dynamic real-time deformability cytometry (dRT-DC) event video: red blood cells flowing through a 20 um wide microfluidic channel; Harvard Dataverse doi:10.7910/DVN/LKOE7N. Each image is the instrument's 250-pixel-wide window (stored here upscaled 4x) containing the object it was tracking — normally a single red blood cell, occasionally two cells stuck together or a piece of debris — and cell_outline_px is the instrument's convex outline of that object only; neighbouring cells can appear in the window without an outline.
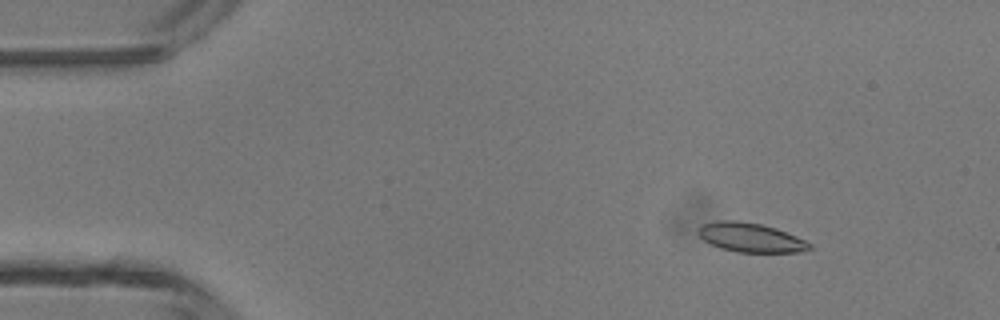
{"species": "common noctule bat (a hibernating species)", "species_latin": "Nyctalus noctula", "temperature_condition": "room temperature", "stored_images_in_passage": 44, "camera_frame_rate_fps": 3000, "um_per_image_px": 0.085, "animal": {"sex": "male", "body_mass_g": 13.3}, "frame": {"image": 1, "passage_image": 3, "time_ms": 0.667, "image_size_px": [1000, 320], "cell_outline_px": [[812, 248], [800, 252], [736, 252], [720, 248], [704, 240], [696, 232], [704, 224], [720, 220], [736, 220], [760, 224], [776, 228], [796, 236], [812, 244]], "centroid_in_image_um": [63.82, 20.19], "position_along_channel_um": 21.2, "area_um2": 18.79}}
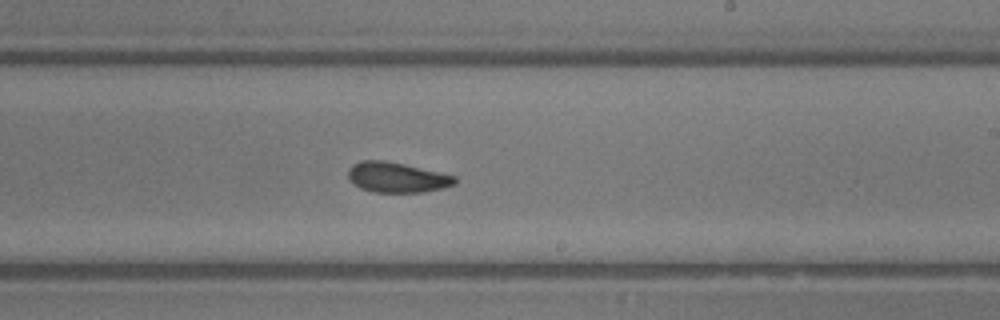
{"frame": {"image": 2, "passage_image": 25, "time_ms": 8.0, "image_size_px": [1000, 320], "cell_outline_px": [[456, 184], [444, 188], [424, 192], [372, 192], [360, 188], [352, 184], [348, 180], [348, 168], [352, 164], [360, 160], [384, 160], [404, 164], [440, 172], [456, 176]], "centroid_in_image_um": [33.7, 15.08], "position_along_channel_um": 255.3, "area_um2": 19.07}}
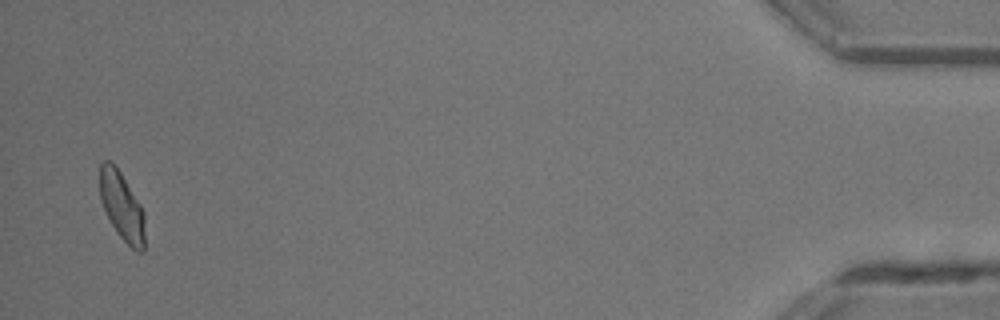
{"frame": {"image": 3, "passage_image": 43, "time_ms": 14.0, "image_size_px": [1000, 320], "cell_outline_px": [[144, 252], [136, 252], [116, 232], [100, 200], [100, 164], [104, 160], [112, 160], [120, 172], [140, 204], [144, 212]], "centroid_in_image_um": [10.36, 17.52], "position_along_channel_um": 424.8, "area_um2": 17.8}, "authors_computed_cell_mechanics": {"area_um2": 18.6983, "velocity_mm_per_s": 4.3549, "shape_relaxation_time_tau1_ms": 2.7944, "shape_relaxation_time_tau2_ms": 1.0997, "deformation_change_tau1": 0.1161, "deformation_change_tau2": 0.0727}}